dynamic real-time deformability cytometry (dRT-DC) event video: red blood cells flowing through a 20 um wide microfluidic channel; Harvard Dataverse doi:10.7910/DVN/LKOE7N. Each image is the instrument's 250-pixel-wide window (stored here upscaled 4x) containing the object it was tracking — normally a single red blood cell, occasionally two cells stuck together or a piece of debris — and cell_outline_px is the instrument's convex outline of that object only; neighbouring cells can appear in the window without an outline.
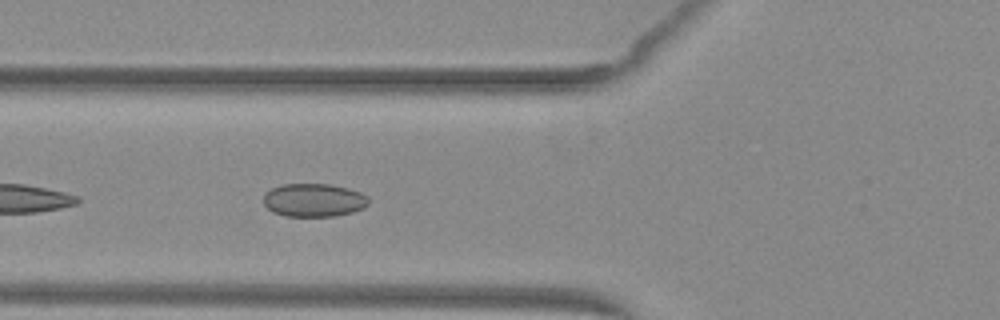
{"species": "common noctule bat (a hibernating species)", "species_latin": "Nyctalus noctula", "temperature_condition": "warm", "stored_images_in_passage": 36, "camera_frame_rate_fps": 3000, "um_per_image_px": 0.085, "animal": {"sex": "female", "body_mass_g": 29.2, "forearm_length_mm": 56.3}, "frame": {"image": 1, "passage_image": 4, "time_ms": 1.0, "image_size_px": [1000, 320], "cell_outline_px": [[368, 204], [364, 208], [352, 212], [336, 216], [284, 216], [272, 212], [264, 204], [264, 192], [280, 184], [328, 184], [348, 188], [360, 192], [368, 196]], "centroid_in_image_um": [26.66, 17.01], "position_along_channel_um": 99.1, "area_um2": 20.52}}
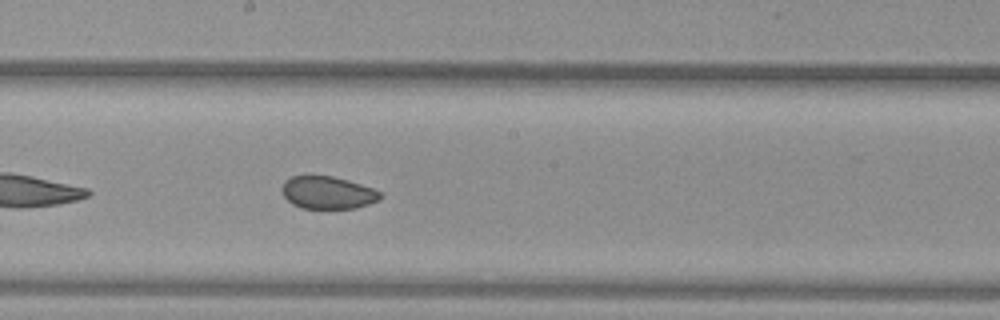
{"frame": {"image": 2, "passage_image": 13, "time_ms": 4.0, "image_size_px": [1000, 320], "cell_outline_px": [[384, 196], [380, 200], [356, 208], [300, 208], [292, 204], [284, 196], [280, 188], [284, 180], [292, 176], [332, 176], [348, 180], [384, 192]], "centroid_in_image_um": [27.87, 16.37], "position_along_channel_um": 220.3, "area_um2": 18.84}}
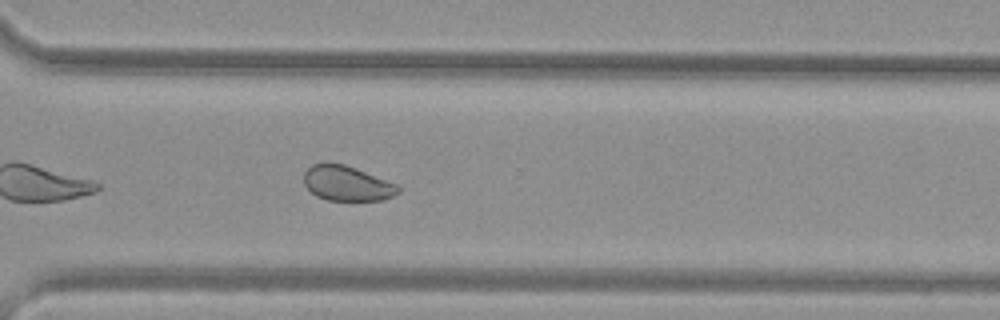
{"frame": {"image": 3, "passage_image": 22, "time_ms": 7.0, "image_size_px": [1000, 320], "cell_outline_px": [[400, 192], [392, 196], [380, 200], [328, 200], [316, 196], [304, 184], [304, 172], [312, 164], [344, 164], [356, 168], [396, 184], [400, 188]], "centroid_in_image_um": [29.49, 15.59], "position_along_channel_um": 341.1, "area_um2": 18.9}, "authors_computed_cell_mechanics": {"area_um2": 20.519, "velocity_mm_per_s": 4.0298, "shape_relaxation_time_tau1_ms": null, "shape_relaxation_time_tau2_ms": 1.5425, "deformation_change_tau1": null, "deformation_change_tau2": 0.0404}}